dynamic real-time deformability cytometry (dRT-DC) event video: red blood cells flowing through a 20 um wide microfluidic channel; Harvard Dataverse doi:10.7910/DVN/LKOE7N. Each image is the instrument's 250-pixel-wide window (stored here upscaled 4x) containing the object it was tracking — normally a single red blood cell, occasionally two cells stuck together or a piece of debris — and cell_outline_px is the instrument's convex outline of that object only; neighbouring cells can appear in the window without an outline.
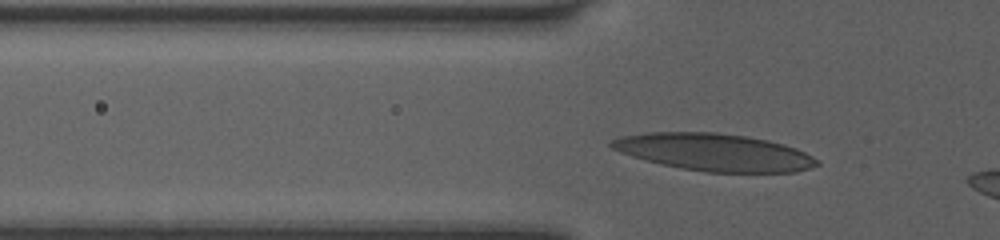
{"species": "human", "species_latin": "Homo sapiens", "temperature_condition": "room temperature", "stored_images_in_passage": 33, "camera_frame_rate_fps": 3000, "um_per_image_px": 0.085, "donor": {"sex": "female"}, "frame": {"image": 1, "passage_image": 6, "time_ms": 1.667, "image_size_px": [1000, 240], "cell_outline_px": [[820, 164], [812, 168], [796, 172], [708, 172], [680, 168], [660, 164], [632, 156], [620, 152], [612, 148], [608, 144], [612, 140], [620, 136], [648, 132], [716, 132], [748, 136], [768, 140], [784, 144], [796, 148], [820, 160]], "centroid_in_image_um": [60.73, 12.93], "position_along_channel_um": 65.1, "area_um2": 44.85}}
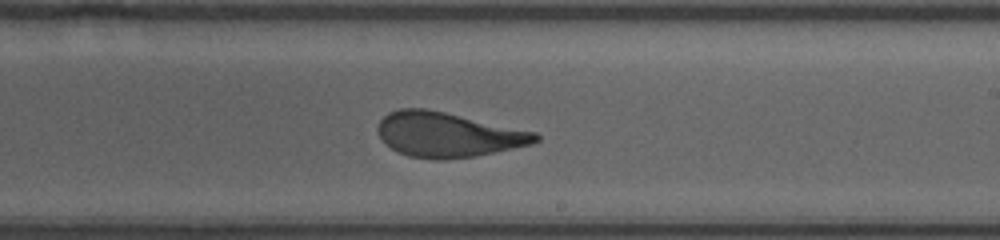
{"frame": {"image": 2, "passage_image": 20, "time_ms": 6.333, "image_size_px": [1000, 240], "cell_outline_px": [[540, 140], [532, 144], [476, 156], [444, 160], [432, 160], [408, 156], [396, 152], [384, 144], [376, 128], [380, 120], [388, 112], [400, 108], [424, 108], [444, 112], [536, 132], [540, 136]], "centroid_in_image_um": [38.02, 11.46], "position_along_channel_um": 251.0, "area_um2": 41.33}}
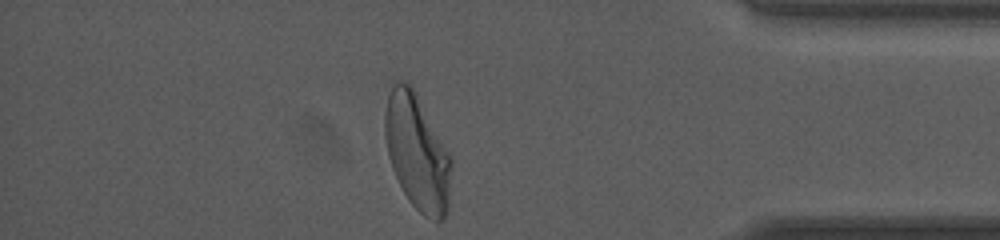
{"frame": {"image": 3, "passage_image": 33, "time_ms": 10.667, "image_size_px": [1000, 240], "cell_outline_px": [[452, 168], [448, 212], [444, 220], [432, 220], [424, 216], [408, 200], [392, 168], [388, 156], [384, 132], [384, 112], [392, 80], [404, 80], [412, 88], [448, 152], [452, 160]], "centroid_in_image_um": [35.45, 12.98], "position_along_channel_um": 399.8, "area_um2": 44.51}, "authors_computed_cell_mechanics": {"area_um2": 41.8472, "velocity_mm_per_s": 4.0588, "shape_relaxation_time_tau1_ms": 5.6069, "shape_relaxation_time_tau2_ms": 0.992, "deformation_change_tau1": 0.2328, "deformation_change_tau2": 0.0856}}